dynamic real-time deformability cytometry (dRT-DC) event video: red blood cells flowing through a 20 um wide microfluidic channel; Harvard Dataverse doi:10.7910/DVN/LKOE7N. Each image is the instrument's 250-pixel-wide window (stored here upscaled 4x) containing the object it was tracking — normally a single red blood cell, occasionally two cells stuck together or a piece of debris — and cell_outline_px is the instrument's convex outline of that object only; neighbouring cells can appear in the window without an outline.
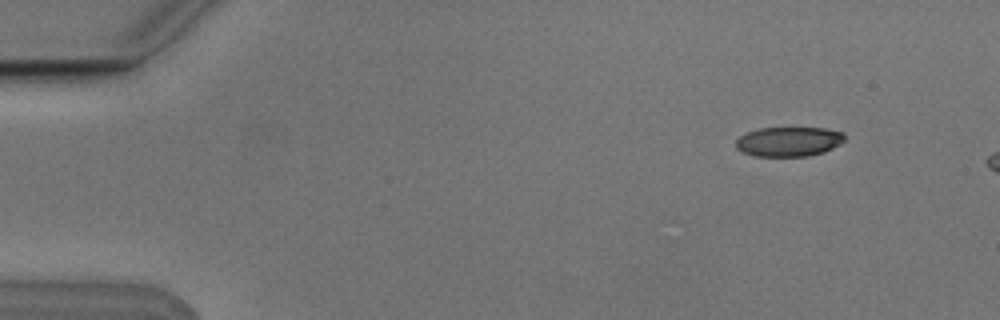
{"species": "Egyptian fruit bat (a non-hibernating species)", "species_latin": "Rousettus aegyptiacus", "temperature_condition": "cold", "stored_images_in_passage": 3, "camera_frame_rate_fps": 3000, "um_per_image_px": 0.085, "animal": {"sex": "male"}, "frame": {"image": 1, "passage_image": 1, "time_ms": 0.0, "image_size_px": [1000, 320], "cell_outline_px": [[844, 140], [840, 144], [824, 152], [808, 156], [756, 156], [740, 152], [736, 148], [736, 140], [740, 136], [756, 128], [824, 128], [844, 132]], "centroid_in_image_um": [67.03, 12.03], "position_along_channel_um": 18.0, "area_um2": 18.84}}
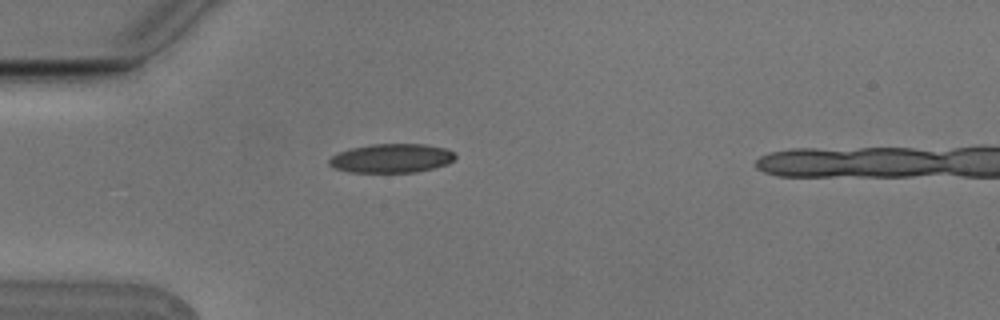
{"frame": {"image": 2, "passage_image": 3, "time_ms": 0.667, "image_size_px": [1000, 320], "cell_outline_px": [[456, 156], [448, 164], [416, 172], [348, 172], [336, 168], [328, 164], [328, 160], [332, 156], [340, 152], [352, 148], [372, 144], [424, 144], [444, 148], [452, 152]], "centroid_in_image_um": [33.27, 13.45], "position_along_channel_um": 51.7, "area_um2": 21.04}}